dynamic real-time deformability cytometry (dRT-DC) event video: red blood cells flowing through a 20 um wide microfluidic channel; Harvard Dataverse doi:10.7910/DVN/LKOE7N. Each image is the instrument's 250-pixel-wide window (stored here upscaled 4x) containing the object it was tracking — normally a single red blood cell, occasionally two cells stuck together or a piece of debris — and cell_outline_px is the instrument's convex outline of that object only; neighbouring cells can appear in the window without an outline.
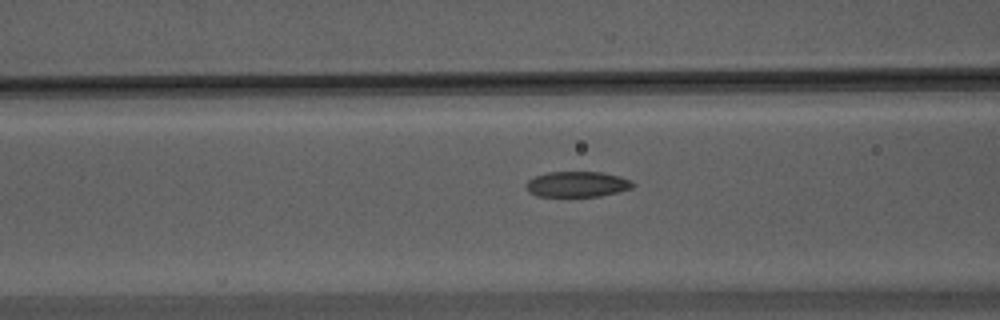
{"species": "Egyptian fruit bat (a non-hibernating species)", "species_latin": "Rousettus aegyptiacus", "temperature_condition": "warm", "stored_images_in_passage": 38, "camera_frame_rate_fps": 3000, "um_per_image_px": 0.085, "animal": {"sex": "male"}, "frame": {"image": 1, "passage_image": 16, "time_ms": 5.0, "image_size_px": [1000, 320], "cell_outline_px": [[636, 184], [632, 188], [600, 196], [536, 196], [528, 192], [524, 184], [528, 180], [536, 176], [548, 172], [600, 172], [620, 176], [632, 180]], "centroid_in_image_um": [49.06, 15.66], "position_along_channel_um": 117.5, "area_um2": 15.95}}
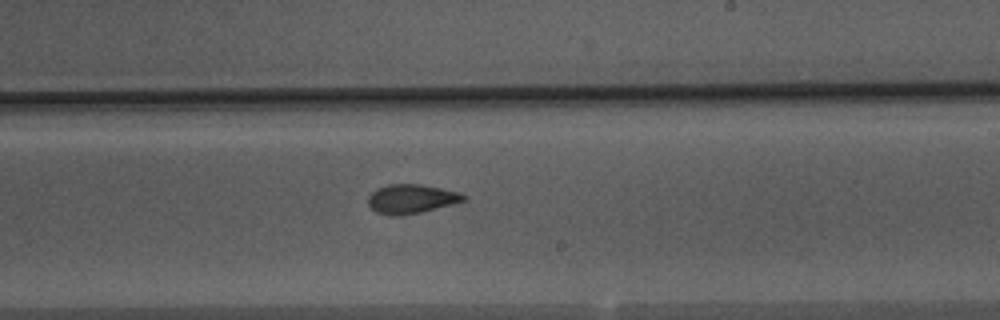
{"frame": {"image": 2, "passage_image": 27, "time_ms": 8.667, "image_size_px": [1000, 320], "cell_outline_px": [[468, 196], [464, 200], [452, 204], [420, 212], [396, 216], [388, 216], [376, 212], [368, 204], [368, 196], [376, 188], [388, 184], [420, 184], [460, 192]], "centroid_in_image_um": [34.93, 16.9], "position_along_channel_um": 254.1, "area_um2": 16.18}}
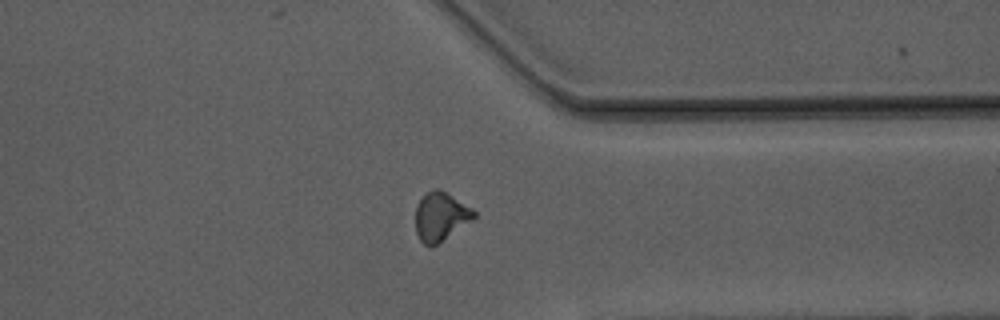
{"frame": {"image": 3, "passage_image": 37, "time_ms": 12.0, "image_size_px": [1000, 320], "cell_outline_px": [[476, 216], [436, 244], [424, 244], [420, 240], [416, 232], [416, 204], [428, 192], [436, 188], [440, 188], [472, 208], [476, 212]], "centroid_in_image_um": [37.44, 18.36], "position_along_channel_um": 374.0, "area_um2": 16.01}}